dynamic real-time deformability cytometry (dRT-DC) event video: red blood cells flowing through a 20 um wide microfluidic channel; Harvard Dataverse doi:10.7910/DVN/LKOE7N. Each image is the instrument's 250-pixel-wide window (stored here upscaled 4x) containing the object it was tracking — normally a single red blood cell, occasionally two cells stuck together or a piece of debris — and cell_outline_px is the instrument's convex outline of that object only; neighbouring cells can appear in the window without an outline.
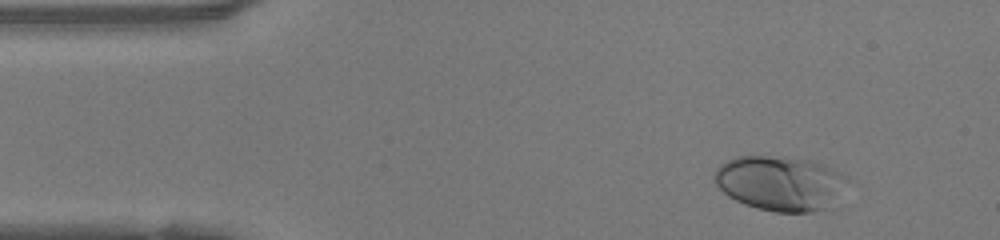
{"species": "human", "species_latin": "Homo sapiens", "temperature_condition": "warm", "stored_images_in_passage": 35, "camera_frame_rate_fps": 3000, "um_per_image_px": 0.085, "donor": {"sex": "female"}, "frame": {"image": 1, "passage_image": 1, "time_ms": 0.0, "image_size_px": [1000, 240], "cell_outline_px": [[848, 180], [824, 208], [812, 212], [776, 212], [756, 208], [744, 204], [728, 196], [716, 184], [716, 168], [720, 164], [736, 156], [768, 156], [812, 160], [824, 164], [848, 176]], "centroid_in_image_um": [66.26, 15.55], "position_along_channel_um": 18.7, "area_um2": 41.67}}
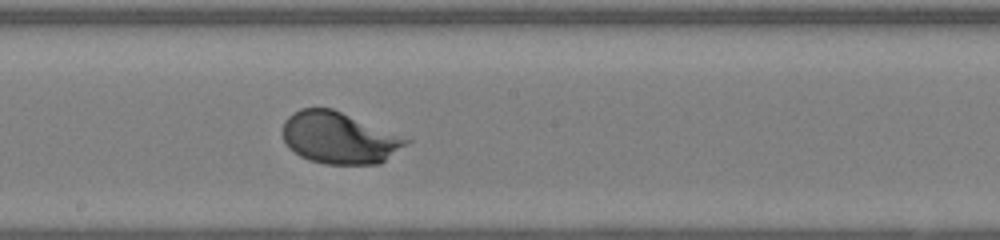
{"frame": {"image": 2, "passage_image": 21, "time_ms": 6.667, "image_size_px": [1000, 240], "cell_outline_px": [[412, 140], [380, 164], [324, 164], [308, 160], [300, 156], [288, 148], [284, 140], [284, 120], [292, 112], [300, 108], [332, 108]], "centroid_in_image_um": [28.79, 11.72], "position_along_channel_um": 219.4, "area_um2": 36.99}}
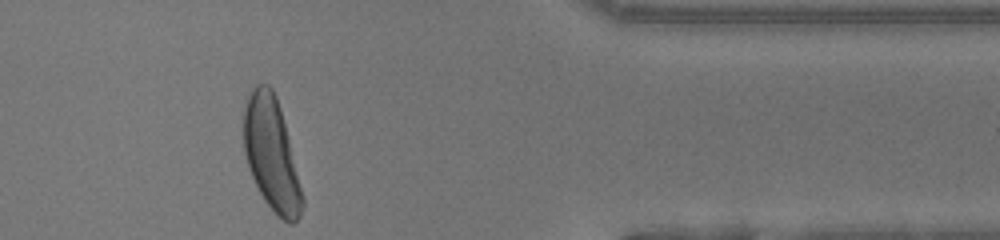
{"frame": {"image": 3, "passage_image": 35, "time_ms": 11.333, "image_size_px": [1000, 240], "cell_outline_px": [[304, 204], [300, 216], [292, 224], [288, 224], [276, 216], [264, 200], [248, 168], [244, 152], [244, 108], [248, 92], [256, 84], [268, 84], [272, 88], [276, 96], [280, 108], [304, 196]], "centroid_in_image_um": [23.07, 13.13], "position_along_channel_um": 388.3, "area_um2": 38.55}, "authors_computed_cell_mechanics": {"area_um2": 36.8764, "velocity_mm_per_s": 4.1902, "shape_relaxation_time_tau1_ms": 1.7533, "shape_relaxation_time_tau2_ms": null, "deformation_change_tau1": 0.1853, "deformation_change_tau2": null}}